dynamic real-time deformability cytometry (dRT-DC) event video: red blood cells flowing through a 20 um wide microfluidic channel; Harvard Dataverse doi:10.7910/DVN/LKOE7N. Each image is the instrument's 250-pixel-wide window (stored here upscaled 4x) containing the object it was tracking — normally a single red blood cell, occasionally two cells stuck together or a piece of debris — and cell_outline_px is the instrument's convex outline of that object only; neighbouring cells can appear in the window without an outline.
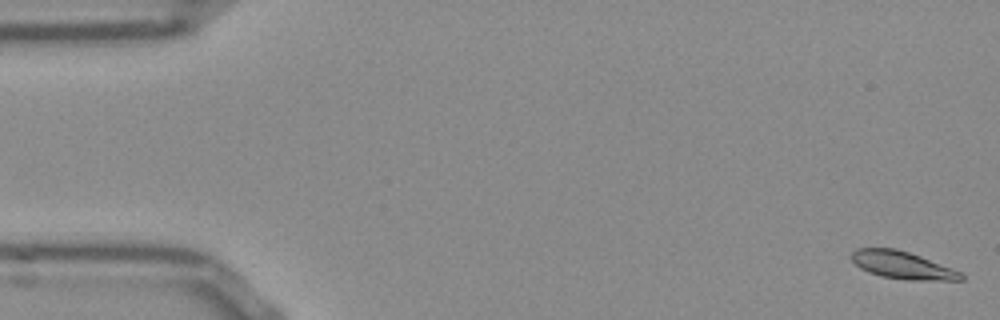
{"species": "Egyptian fruit bat (a non-hibernating species)", "species_latin": "Rousettus aegyptiacus", "temperature_condition": "room temperature", "stored_images_in_passage": 53, "camera_frame_rate_fps": 3000, "um_per_image_px": 0.085, "frame": {"image": 1, "passage_image": 1, "time_ms": 0.0, "image_size_px": [1000, 320], "cell_outline_px": [[964, 280], [912, 280], [880, 276], [860, 268], [852, 260], [852, 252], [856, 248], [896, 248], [920, 256], [964, 272]], "centroid_in_image_um": [76.75, 22.54], "position_along_channel_um": 8.3, "area_um2": 17.51}}
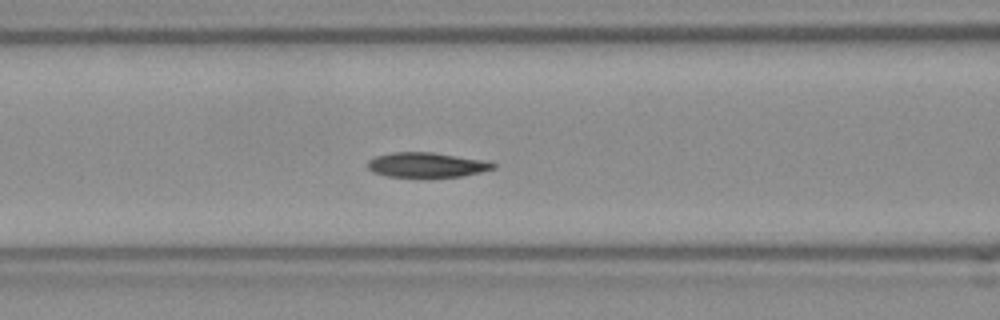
{"frame": {"image": 2, "passage_image": 21, "time_ms": 6.667, "image_size_px": [1000, 320], "cell_outline_px": [[496, 168], [464, 176], [388, 176], [372, 172], [368, 168], [368, 160], [376, 156], [392, 152], [432, 152], [488, 160], [496, 164]], "centroid_in_image_um": [36.3, 14.0], "position_along_channel_um": 130.3, "area_um2": 18.09}}
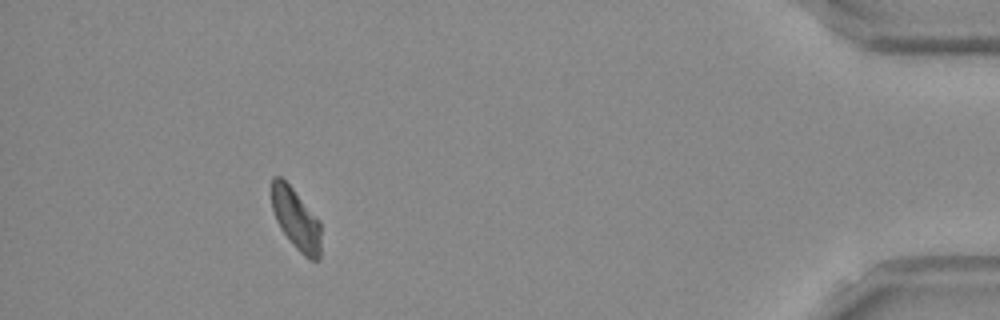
{"frame": {"image": 3, "passage_image": 48, "time_ms": 15.667, "image_size_px": [1000, 320], "cell_outline_px": [[320, 256], [316, 260], [312, 260], [304, 256], [296, 248], [280, 228], [276, 220], [272, 208], [272, 176], [280, 176], [292, 188], [320, 220]], "centroid_in_image_um": [25.16, 18.62], "position_along_channel_um": 410.0, "area_um2": 17.4}, "authors_computed_cell_mechanics": {"area_um2": 18.207, "velocity_mm_per_s": 3.8125, "shape_relaxation_time_tau1_ms": 4.0997, "shape_relaxation_time_tau2_ms": null, "deformation_change_tau1": 0.1197, "deformation_change_tau2": null}}